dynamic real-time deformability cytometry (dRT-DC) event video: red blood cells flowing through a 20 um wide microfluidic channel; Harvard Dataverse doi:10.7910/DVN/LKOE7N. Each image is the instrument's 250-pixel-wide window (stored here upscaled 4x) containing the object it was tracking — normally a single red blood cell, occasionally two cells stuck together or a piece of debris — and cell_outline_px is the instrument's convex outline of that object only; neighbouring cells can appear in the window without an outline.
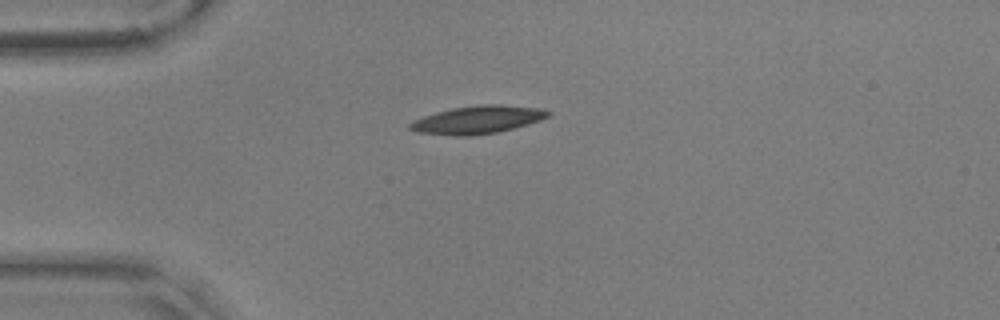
{"species": "common noctule bat (a hibernating species)", "species_latin": "Nyctalus noctula", "temperature_condition": "warm", "stored_images_in_passage": 43, "camera_frame_rate_fps": 3000, "um_per_image_px": 0.085, "animal": {"sex": "male", "body_mass_g": 17.9, "forearm_length_mm": 54.2}, "frame": {"image": 1, "passage_image": 1, "time_ms": 0.0, "image_size_px": [1000, 320], "cell_outline_px": [[552, 112], [548, 116], [540, 120], [528, 124], [496, 132], [468, 136], [456, 136], [420, 132], [408, 128], [408, 124], [412, 120], [436, 112], [452, 108], [484, 104], [496, 104], [536, 108]], "centroid_in_image_um": [40.55, 10.18], "position_along_channel_um": 44.4, "area_um2": 22.08}}
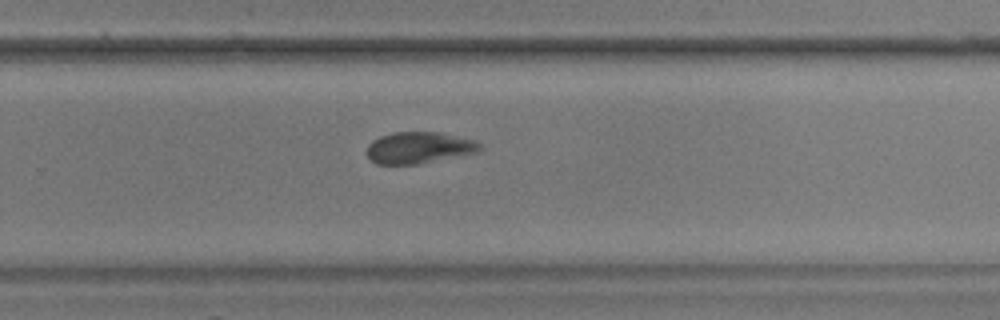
{"frame": {"image": 2, "passage_image": 24, "time_ms": 7.667, "image_size_px": [1000, 320], "cell_outline_px": [[480, 148], [476, 152], [416, 164], [376, 164], [368, 156], [368, 144], [372, 140], [380, 136], [392, 132], [440, 132], [472, 140], [480, 144]], "centroid_in_image_um": [35.55, 12.54], "position_along_channel_um": 294.3, "area_um2": 20.35}}
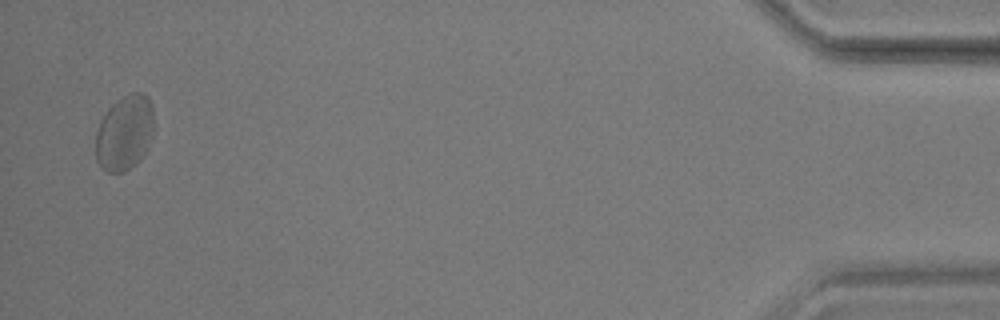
{"frame": {"image": 3, "passage_image": 42, "time_ms": 13.667, "image_size_px": [1000, 320], "cell_outline_px": [[152, 136], [148, 148], [140, 160], [136, 164], [124, 172], [108, 172], [96, 160], [96, 132], [100, 120], [108, 108], [116, 100], [132, 92], [144, 92], [148, 96], [152, 104]], "centroid_in_image_um": [10.59, 11.27], "position_along_channel_um": 424.6, "area_um2": 25.61}, "authors_computed_cell_mechanics": {"area_um2": 21.3282, "velocity_mm_per_s": 3.5377, "shape_relaxation_time_tau1_ms": 4.9731, "shape_relaxation_time_tau2_ms": 1.4861, "deformation_change_tau1": 0.1763, "deformation_change_tau2": 0.0783}}